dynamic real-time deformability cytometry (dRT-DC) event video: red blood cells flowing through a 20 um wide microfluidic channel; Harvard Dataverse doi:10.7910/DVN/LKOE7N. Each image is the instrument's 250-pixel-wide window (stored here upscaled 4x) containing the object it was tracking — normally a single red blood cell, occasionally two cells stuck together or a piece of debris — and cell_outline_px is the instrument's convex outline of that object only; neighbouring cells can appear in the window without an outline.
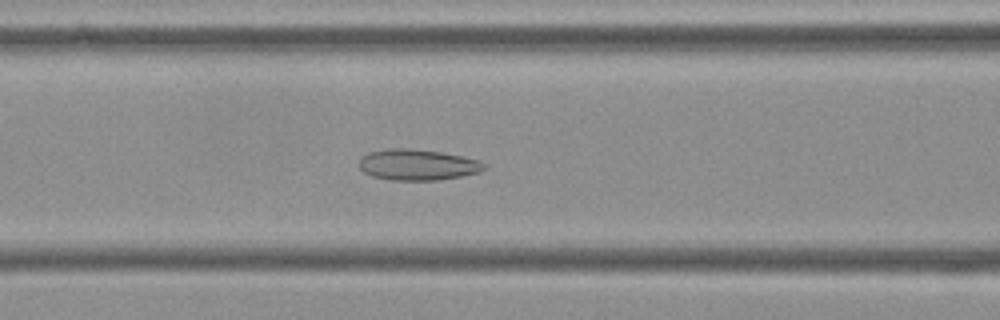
{"species": "Egyptian fruit bat (a non-hibernating species)", "species_latin": "Rousettus aegyptiacus", "temperature_condition": "cold", "stored_images_in_passage": 55, "camera_frame_rate_fps": 3000, "um_per_image_px": 0.085, "frame": {"image": 1, "passage_image": 22, "time_ms": 7.0, "image_size_px": [1000, 320], "cell_outline_px": [[488, 168], [480, 172], [460, 176], [436, 180], [392, 180], [372, 176], [364, 172], [360, 168], [360, 160], [368, 152], [388, 148], [412, 148], [440, 152], [460, 156], [476, 160], [484, 164]], "centroid_in_image_um": [35.48, 14.0], "position_along_channel_um": 131.1, "area_um2": 22.37}}
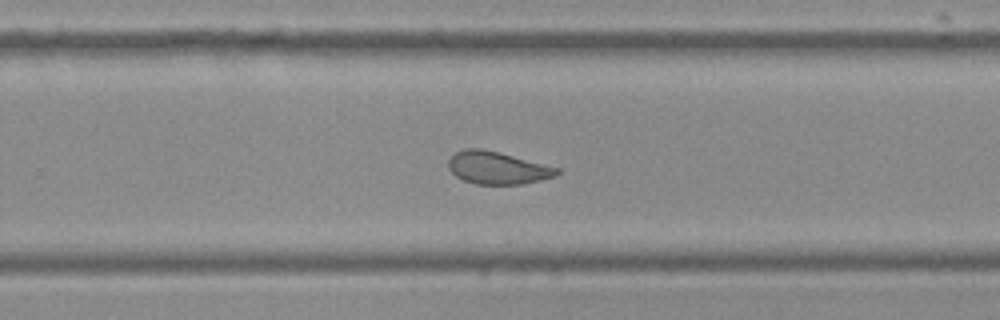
{"frame": {"image": 2, "passage_image": 35, "time_ms": 11.333, "image_size_px": [1000, 320], "cell_outline_px": [[560, 172], [556, 176], [540, 180], [520, 184], [476, 184], [464, 180], [456, 176], [448, 168], [448, 160], [456, 152], [464, 148], [480, 148], [560, 168]], "centroid_in_image_um": [42.27, 14.27], "position_along_channel_um": 287.5, "area_um2": 20.29}}
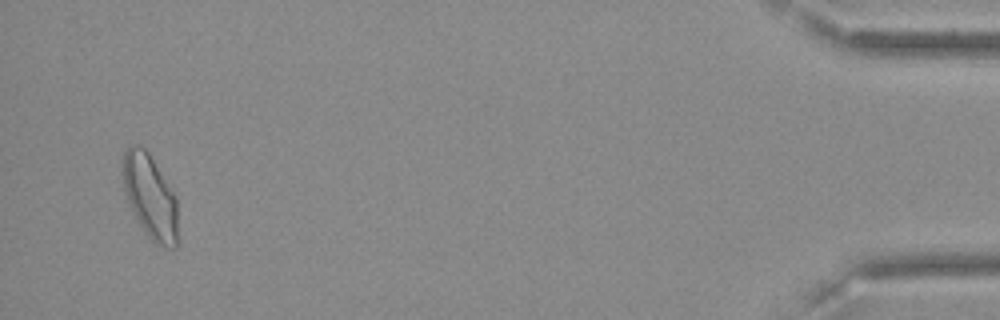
{"frame": {"image": 3, "passage_image": 53, "time_ms": 17.333, "image_size_px": [1000, 320], "cell_outline_px": [[176, 248], [168, 248], [156, 244], [144, 232], [132, 212], [124, 192], [120, 172], [120, 160], [128, 144], [140, 144], [148, 152], [176, 196]], "centroid_in_image_um": [12.68, 16.64], "position_along_channel_um": 422.5, "area_um2": 27.46}, "authors_computed_cell_mechanics": {"area_um2": 23.6402, "velocity_mm_per_s": 3.6112, "shape_relaxation_time_tau1_ms": null, "shape_relaxation_time_tau2_ms": 1.9715, "deformation_change_tau1": null, "deformation_change_tau2": 0.0833}}